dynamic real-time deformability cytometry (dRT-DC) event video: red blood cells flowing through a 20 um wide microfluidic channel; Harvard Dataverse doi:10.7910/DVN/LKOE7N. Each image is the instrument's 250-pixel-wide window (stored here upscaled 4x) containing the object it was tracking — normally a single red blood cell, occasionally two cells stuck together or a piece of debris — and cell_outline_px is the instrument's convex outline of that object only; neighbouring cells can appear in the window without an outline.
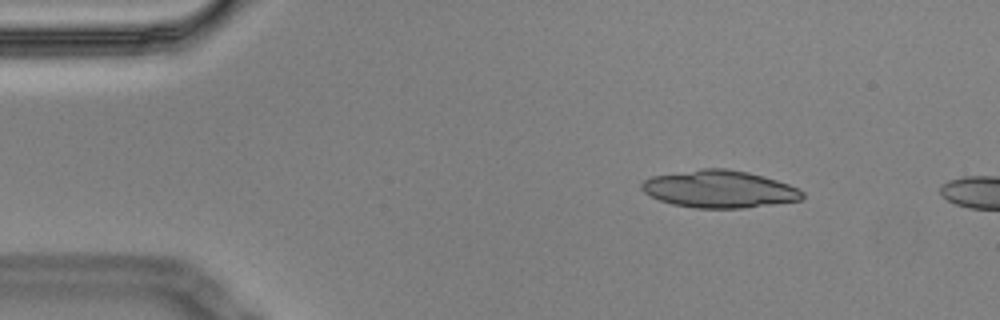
{"species": "Egyptian fruit bat (a non-hibernating species)", "species_latin": "Rousettus aegyptiacus", "temperature_condition": "cold", "stored_images_in_passage": 4, "camera_frame_rate_fps": 3000, "um_per_image_px": 0.085, "animal": {"sex": "male"}, "frame": {"image": 1, "passage_image": 3, "time_ms": 0.667, "image_size_px": [1000, 320], "cell_outline_px": [[804, 196], [800, 200], [772, 204], [740, 208], [696, 208], [672, 204], [660, 200], [644, 192], [640, 188], [640, 184], [644, 180], [652, 176], [700, 168], [724, 168], [748, 172], [764, 176], [788, 184], [804, 192]], "centroid_in_image_um": [61.12, 16.06], "position_along_channel_um": 23.9, "area_um2": 34.85}}